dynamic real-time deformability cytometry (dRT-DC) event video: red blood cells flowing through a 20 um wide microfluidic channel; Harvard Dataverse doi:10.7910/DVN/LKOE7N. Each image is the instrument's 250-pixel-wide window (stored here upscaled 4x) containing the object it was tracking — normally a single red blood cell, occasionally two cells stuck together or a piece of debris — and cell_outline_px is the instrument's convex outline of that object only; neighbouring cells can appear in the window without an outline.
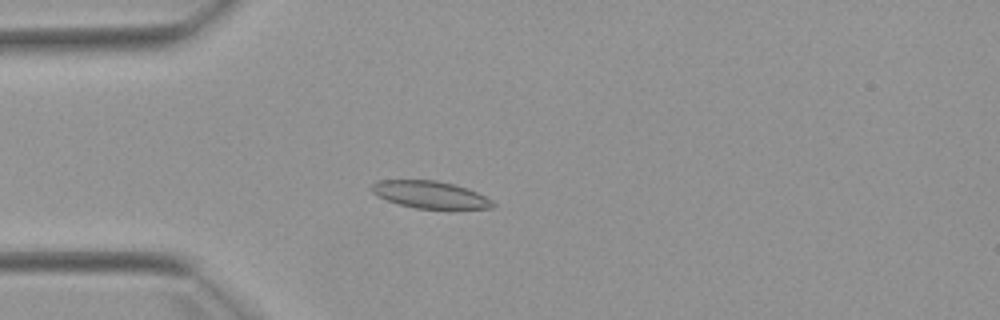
{"species": "Egyptian fruit bat (a non-hibernating species)", "species_latin": "Rousettus aegyptiacus", "temperature_condition": "warm", "stored_images_in_passage": 2, "camera_frame_rate_fps": 3000, "um_per_image_px": 0.085, "animal": {"sex": "female"}, "frame": {"image": 1, "passage_image": 2, "time_ms": 3.333, "image_size_px": [1000, 320], "cell_outline_px": [[496, 204], [492, 208], [416, 208], [400, 204], [376, 196], [368, 188], [372, 184], [380, 180], [436, 180], [452, 184], [476, 192], [492, 200]], "centroid_in_image_um": [36.5, 16.53], "position_along_channel_um": 48.5, "area_um2": 18.9}}